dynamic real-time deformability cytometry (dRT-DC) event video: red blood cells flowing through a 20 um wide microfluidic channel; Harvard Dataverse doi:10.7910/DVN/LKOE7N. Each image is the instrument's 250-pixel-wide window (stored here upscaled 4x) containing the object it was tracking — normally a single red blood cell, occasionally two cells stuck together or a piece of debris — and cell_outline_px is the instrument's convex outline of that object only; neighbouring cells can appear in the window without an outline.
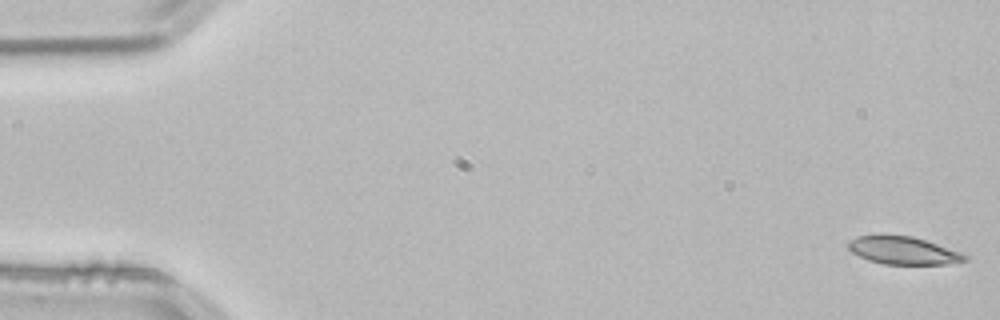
{"species": "common noctule bat (a hibernating species)", "species_latin": "Nyctalus noctula", "temperature_condition": "room temperature", "stored_images_in_passage": 54, "camera_frame_rate_fps": 3000, "um_per_image_px": 0.085, "animal": {"sex": "male", "body_mass_g": 21.5, "forearm_length_mm": 52.0}, "frame": {"image": 1, "passage_image": 1, "time_ms": 0.0, "image_size_px": [1000, 320], "cell_outline_px": [[968, 260], [948, 264], [884, 264], [868, 260], [852, 252], [848, 248], [848, 240], [856, 236], [876, 232], [880, 232], [912, 236], [960, 252], [968, 256]], "centroid_in_image_um": [76.69, 21.25], "position_along_channel_um": 8.3, "area_um2": 19.36}}
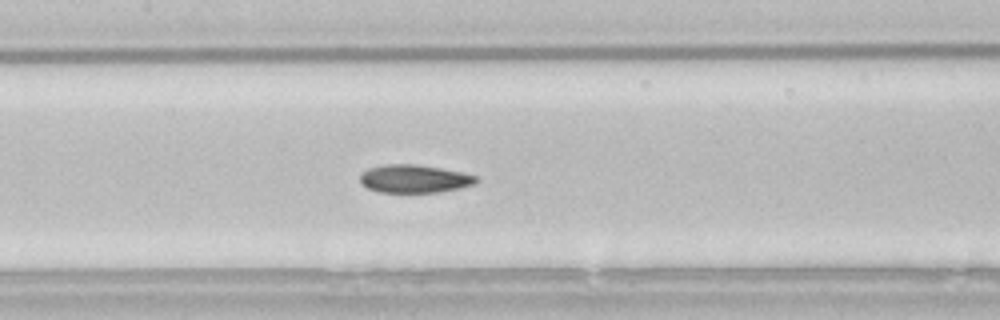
{"frame": {"image": 2, "passage_image": 25, "time_ms": 8.0, "image_size_px": [1000, 320], "cell_outline_px": [[480, 180], [476, 184], [460, 188], [440, 192], [380, 192], [368, 188], [360, 180], [360, 176], [368, 168], [384, 164], [416, 164], [440, 168], [460, 172], [476, 176]], "centroid_in_image_um": [35.25, 15.19], "position_along_channel_um": 172.1, "area_um2": 18.9}}
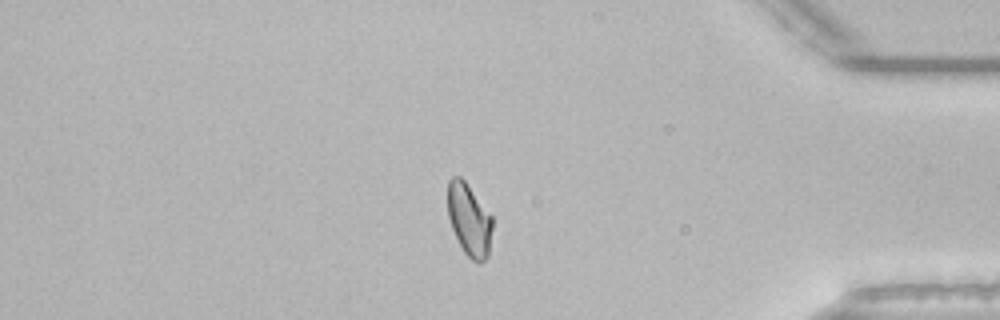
{"frame": {"image": 3, "passage_image": 45, "time_ms": 14.667, "image_size_px": [1000, 320], "cell_outline_px": [[492, 228], [488, 256], [480, 264], [472, 260], [464, 252], [452, 228], [448, 216], [448, 180], [452, 176], [460, 176], [464, 180], [492, 216]], "centroid_in_image_um": [39.88, 18.68], "position_along_channel_um": 395.3, "area_um2": 18.67}, "authors_computed_cell_mechanics": {"area_um2": 19.7676, "velocity_mm_per_s": 3.8265, "shape_relaxation_time_tau1_ms": 9.9199, "shape_relaxation_time_tau2_ms": 3.4038, "deformation_change_tau1": 0.2096, "deformation_change_tau2": 0.0778}}